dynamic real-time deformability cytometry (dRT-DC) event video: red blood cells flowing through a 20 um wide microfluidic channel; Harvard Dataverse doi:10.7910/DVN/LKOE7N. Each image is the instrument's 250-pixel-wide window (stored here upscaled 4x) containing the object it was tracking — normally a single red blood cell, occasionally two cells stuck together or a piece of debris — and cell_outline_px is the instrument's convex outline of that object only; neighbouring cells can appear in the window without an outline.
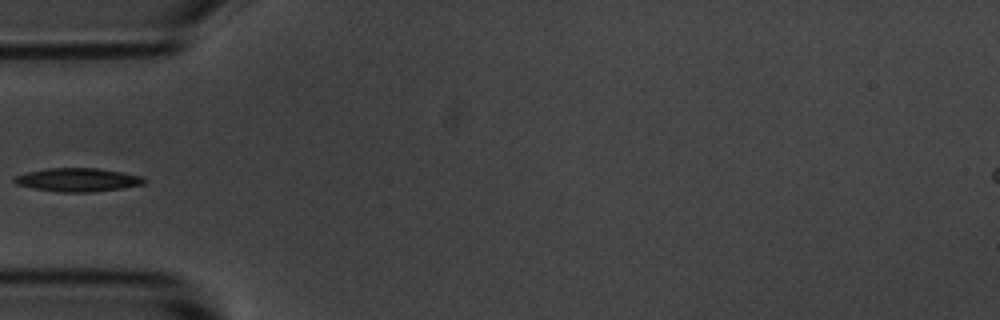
{"species": "common noctule bat (a hibernating species)", "species_latin": "Nyctalus noctula", "temperature_condition": "room temperature", "stored_images_in_passage": 4, "camera_frame_rate_fps": 3000, "um_per_image_px": 0.085, "animal": {"sex": "male", "body_mass_g": 20.1, "forearm_length_mm": 53.5}, "frame": {"image": 1, "passage_image": 4, "time_ms": 1.0, "image_size_px": [1000, 320], "cell_outline_px": [[148, 180], [144, 184], [120, 188], [92, 192], [60, 192], [36, 188], [16, 184], [12, 180], [16, 176], [28, 172], [48, 168], [96, 168], [120, 172], [140, 176]], "centroid_in_image_um": [6.62, 15.28], "position_along_channel_um": 78.4, "area_um2": 17.46}}